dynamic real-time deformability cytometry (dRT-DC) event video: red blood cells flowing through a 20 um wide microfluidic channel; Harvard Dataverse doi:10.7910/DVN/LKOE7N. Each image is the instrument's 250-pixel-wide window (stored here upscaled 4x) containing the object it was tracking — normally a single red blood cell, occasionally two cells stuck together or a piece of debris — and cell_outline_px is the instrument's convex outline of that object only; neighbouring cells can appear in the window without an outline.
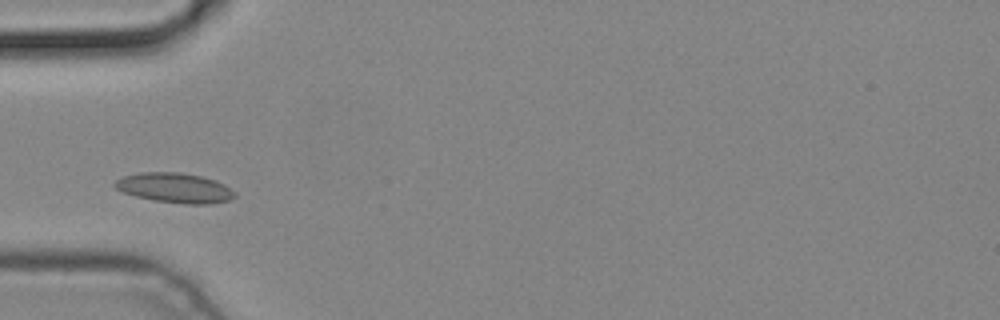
{"species": "common noctule bat (a hibernating species)", "species_latin": "Nyctalus noctula", "temperature_condition": "cold", "stored_images_in_passage": 2, "camera_frame_rate_fps": 3000, "um_per_image_px": 0.085, "animal": {"sex": "male", "body_mass_g": 19.2, "forearm_length_mm": 51.8}, "frame": {"image": 1, "passage_image": 2, "time_ms": 0.333, "image_size_px": [1000, 320], "cell_outline_px": [[236, 196], [232, 200], [212, 204], [184, 204], [152, 200], [136, 196], [124, 192], [116, 188], [112, 184], [116, 180], [124, 176], [140, 172], [180, 172], [200, 176], [216, 180], [224, 184], [236, 192]], "centroid_in_image_um": [14.9, 15.98], "position_along_channel_um": 70.1, "area_um2": 21.04}}